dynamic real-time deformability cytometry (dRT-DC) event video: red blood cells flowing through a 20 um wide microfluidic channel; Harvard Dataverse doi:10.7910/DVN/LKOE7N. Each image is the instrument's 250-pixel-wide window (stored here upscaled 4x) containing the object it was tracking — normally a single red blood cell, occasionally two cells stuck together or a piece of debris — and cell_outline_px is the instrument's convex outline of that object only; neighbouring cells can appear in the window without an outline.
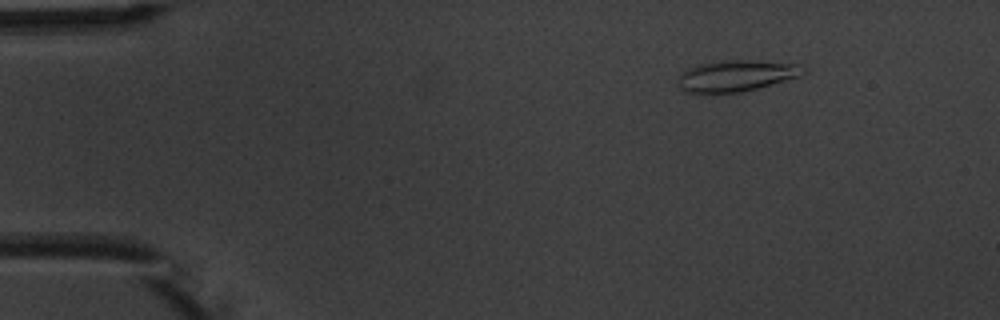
{"species": "common noctule bat (a hibernating species)", "species_latin": "Nyctalus noctula", "temperature_condition": "warm", "stored_images_in_passage": 4, "camera_frame_rate_fps": 3000, "um_per_image_px": 0.085, "animal": {"sex": "male", "body_mass_g": 20.1, "forearm_length_mm": 53.5}, "frame": {"image": 1, "passage_image": 2, "time_ms": 1.333, "image_size_px": [1000, 320], "cell_outline_px": [[808, 68], [800, 76], [756, 88], [740, 92], [684, 92], [680, 88], [676, 80], [688, 68], [700, 64], [720, 60], [744, 60], [796, 64]], "centroid_in_image_um": [62.56, 6.43], "position_along_channel_um": 22.4, "area_um2": 22.37}}